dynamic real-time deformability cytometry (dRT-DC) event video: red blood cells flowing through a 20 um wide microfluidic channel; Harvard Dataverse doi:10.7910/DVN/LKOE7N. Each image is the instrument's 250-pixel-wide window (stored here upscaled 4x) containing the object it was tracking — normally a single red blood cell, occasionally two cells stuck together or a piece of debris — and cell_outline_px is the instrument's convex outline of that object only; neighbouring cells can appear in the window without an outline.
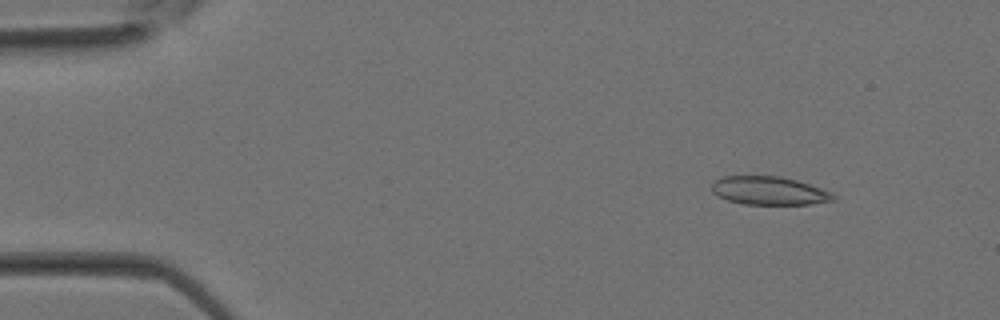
{"species": "Egyptian fruit bat (a non-hibernating species)", "species_latin": "Rousettus aegyptiacus", "temperature_condition": "room temperature", "stored_images_in_passage": 34, "camera_frame_rate_fps": 3000, "um_per_image_px": 0.085, "animal": {"sex": "female"}, "frame": {"image": 1, "passage_image": 1, "time_ms": 0.0, "image_size_px": [1000, 320], "cell_outline_px": [[836, 200], [812, 204], [744, 204], [728, 200], [712, 192], [712, 184], [720, 176], [780, 176], [796, 180], [832, 192], [836, 196]], "centroid_in_image_um": [65.39, 16.21], "position_along_channel_um": 19.6, "area_um2": 20.0}}
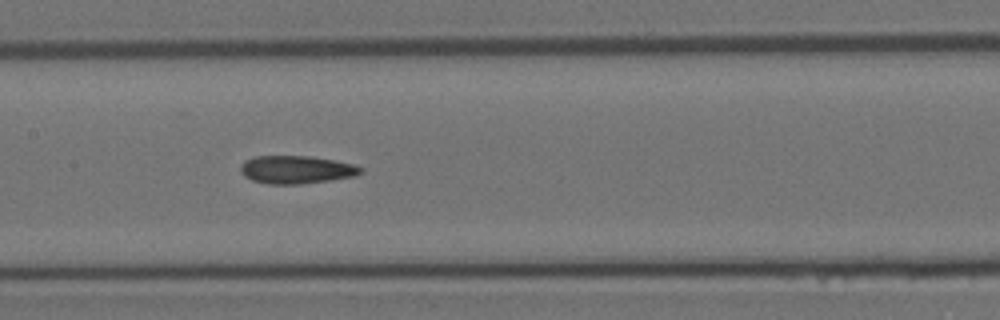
{"frame": {"image": 2, "passage_image": 15, "time_ms": 4.667, "image_size_px": [1000, 320], "cell_outline_px": [[364, 172], [356, 176], [300, 184], [268, 184], [252, 180], [244, 176], [240, 172], [240, 168], [244, 160], [256, 156], [308, 156], [332, 160], [352, 164], [364, 168]], "centroid_in_image_um": [25.18, 14.42], "position_along_channel_um": 182.2, "area_um2": 19.54}}
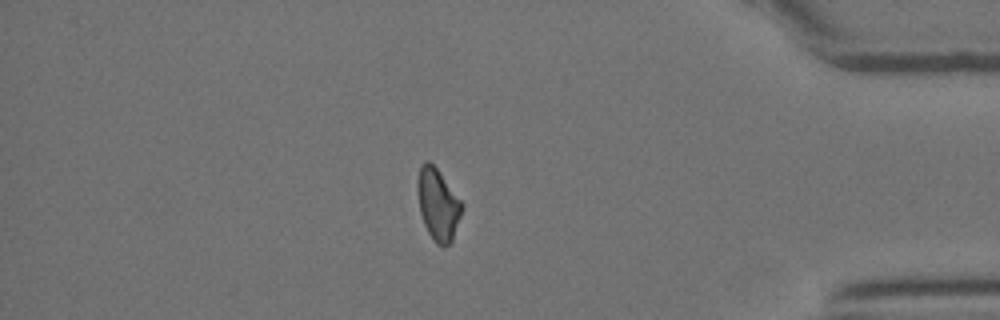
{"frame": {"image": 3, "passage_image": 29, "time_ms": 9.333, "image_size_px": [1000, 320], "cell_outline_px": [[464, 204], [452, 240], [444, 248], [436, 244], [428, 232], [424, 224], [420, 212], [416, 188], [416, 184], [420, 164], [424, 160], [428, 160], [436, 168]], "centroid_in_image_um": [37.2, 17.36], "position_along_channel_um": 398.0, "area_um2": 18.55}}